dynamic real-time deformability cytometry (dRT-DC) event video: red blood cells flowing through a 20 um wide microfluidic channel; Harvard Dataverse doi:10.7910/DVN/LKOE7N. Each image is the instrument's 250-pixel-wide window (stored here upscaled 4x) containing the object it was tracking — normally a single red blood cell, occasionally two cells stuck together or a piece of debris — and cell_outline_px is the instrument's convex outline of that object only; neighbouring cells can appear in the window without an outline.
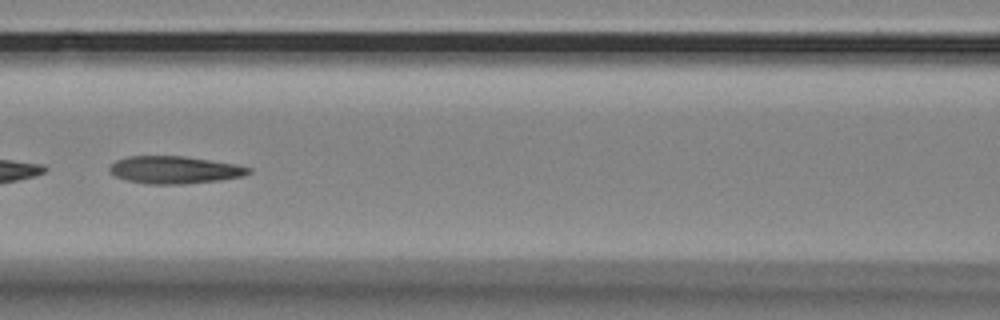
{"species": "Egyptian fruit bat (a non-hibernating species)", "species_latin": "Rousettus aegyptiacus", "temperature_condition": "room temperature", "stored_images_in_passage": 53, "camera_frame_rate_fps": 3000, "um_per_image_px": 0.085, "animal": {"sex": "female"}, "frame": {"image": 1, "passage_image": 25, "time_ms": 8.0, "image_size_px": [1000, 320], "cell_outline_px": [[252, 172], [244, 176], [220, 180], [184, 184], [144, 184], [124, 180], [112, 176], [108, 172], [108, 168], [116, 160], [128, 156], [184, 156], [236, 164], [252, 168]], "centroid_in_image_um": [14.8, 14.45], "position_along_channel_um": 151.8, "area_um2": 22.6}}
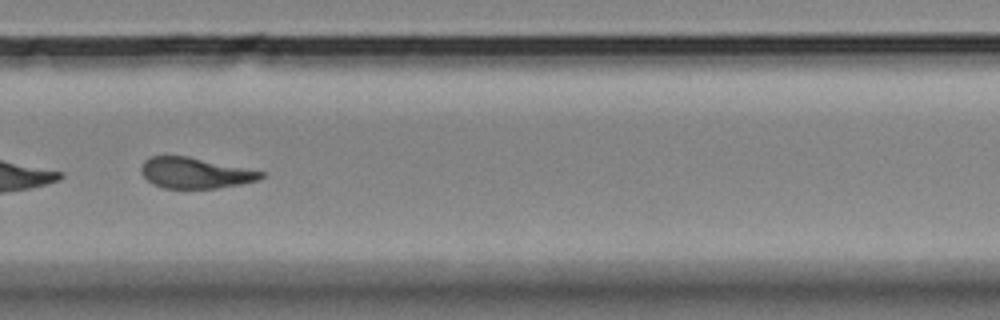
{"frame": {"image": 2, "passage_image": 39, "time_ms": 12.667, "image_size_px": [1000, 320], "cell_outline_px": [[264, 176], [260, 180], [240, 184], [216, 188], [164, 188], [152, 184], [140, 172], [140, 168], [144, 160], [152, 156], [188, 156], [264, 172]], "centroid_in_image_um": [16.56, 14.7], "position_along_channel_um": 313.2, "area_um2": 21.39}, "authors_computed_cell_mechanics": {"area_um2": 22.5998, "velocity_mm_per_s": 3.4721, "shape_relaxation_time_tau1_ms": 9.9064, "shape_relaxation_time_tau2_ms": 3.0768, "deformation_change_tau1": 0.261, "deformation_change_tau2": 0.1231}}